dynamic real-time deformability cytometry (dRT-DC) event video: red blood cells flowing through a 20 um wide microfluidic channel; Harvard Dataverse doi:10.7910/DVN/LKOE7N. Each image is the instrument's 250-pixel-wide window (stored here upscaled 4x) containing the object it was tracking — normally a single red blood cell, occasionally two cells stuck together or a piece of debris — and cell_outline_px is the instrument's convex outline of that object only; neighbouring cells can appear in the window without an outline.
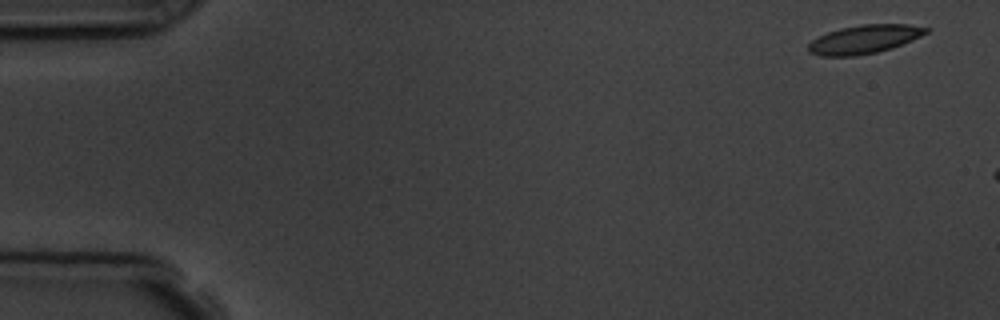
{"species": "common noctule bat (a hibernating species)", "species_latin": "Nyctalus noctula", "temperature_condition": "room temperature", "stored_images_in_passage": 3, "camera_frame_rate_fps": 3000, "um_per_image_px": 0.085, "animal": {"sex": "male", "body_mass_g": 19.5, "forearm_length_mm": 54.6}, "frame": {"image": 1, "passage_image": 1, "time_ms": 0.0, "image_size_px": [1000, 320], "cell_outline_px": [[932, 28], [928, 32], [912, 40], [892, 48], [876, 52], [856, 56], [820, 56], [808, 52], [808, 44], [812, 40], [828, 32], [840, 28], [860, 24], [908, 24]], "centroid_in_image_um": [73.47, 3.33], "position_along_channel_um": 11.5, "area_um2": 19.65}}